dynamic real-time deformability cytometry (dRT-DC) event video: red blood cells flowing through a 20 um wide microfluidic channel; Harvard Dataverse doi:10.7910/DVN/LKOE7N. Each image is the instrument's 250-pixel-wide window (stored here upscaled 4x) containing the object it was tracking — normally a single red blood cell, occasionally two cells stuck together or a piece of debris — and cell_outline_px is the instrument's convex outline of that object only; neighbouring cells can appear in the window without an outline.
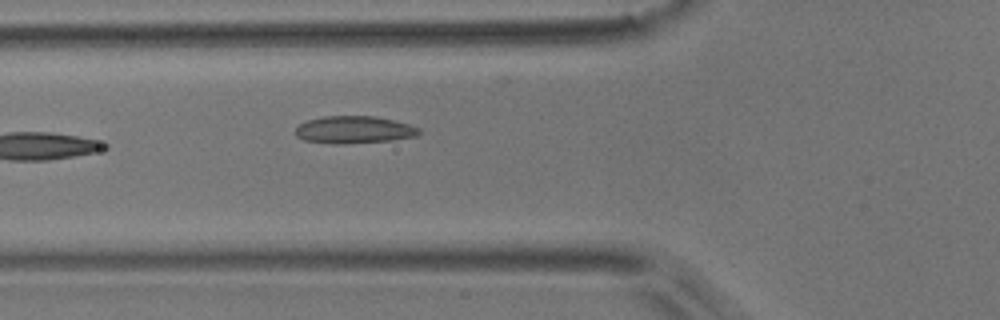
{"species": "common noctule bat (a hibernating species)", "species_latin": "Nyctalus noctula", "temperature_condition": "room temperature", "stored_images_in_passage": 6, "camera_frame_rate_fps": 3000, "um_per_image_px": 0.085, "animal": {"sex": "male", "body_mass_g": 17.9}, "frame": {"image": 1, "passage_image": 6, "time_ms": 1.667, "image_size_px": [1000, 320], "cell_outline_px": [[420, 132], [416, 136], [392, 140], [340, 144], [332, 144], [304, 140], [296, 136], [296, 128], [300, 124], [308, 120], [324, 116], [376, 116], [408, 124], [420, 128]], "centroid_in_image_um": [30.09, 11.03], "position_along_channel_um": 95.7, "area_um2": 19.59}}